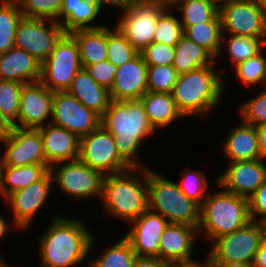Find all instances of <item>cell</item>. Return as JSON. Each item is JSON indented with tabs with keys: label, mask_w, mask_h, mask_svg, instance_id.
Listing matches in <instances>:
<instances>
[{
	"label": "cell",
	"mask_w": 266,
	"mask_h": 267,
	"mask_svg": "<svg viewBox=\"0 0 266 267\" xmlns=\"http://www.w3.org/2000/svg\"><path fill=\"white\" fill-rule=\"evenodd\" d=\"M101 119V125L113 135L120 156L132 168H145L137 162L136 151L144 138L154 132V128L148 121L140 99L112 100Z\"/></svg>",
	"instance_id": "obj_2"
},
{
	"label": "cell",
	"mask_w": 266,
	"mask_h": 267,
	"mask_svg": "<svg viewBox=\"0 0 266 267\" xmlns=\"http://www.w3.org/2000/svg\"><path fill=\"white\" fill-rule=\"evenodd\" d=\"M140 1H162L165 2L167 5H171L173 0H140Z\"/></svg>",
	"instance_id": "obj_56"
},
{
	"label": "cell",
	"mask_w": 266,
	"mask_h": 267,
	"mask_svg": "<svg viewBox=\"0 0 266 267\" xmlns=\"http://www.w3.org/2000/svg\"><path fill=\"white\" fill-rule=\"evenodd\" d=\"M197 235V227L169 223L160 237L159 258L168 262L192 260L193 240Z\"/></svg>",
	"instance_id": "obj_22"
},
{
	"label": "cell",
	"mask_w": 266,
	"mask_h": 267,
	"mask_svg": "<svg viewBox=\"0 0 266 267\" xmlns=\"http://www.w3.org/2000/svg\"><path fill=\"white\" fill-rule=\"evenodd\" d=\"M0 267H11V265H8L7 263H5L1 258H0ZM15 267V266H13Z\"/></svg>",
	"instance_id": "obj_57"
},
{
	"label": "cell",
	"mask_w": 266,
	"mask_h": 267,
	"mask_svg": "<svg viewBox=\"0 0 266 267\" xmlns=\"http://www.w3.org/2000/svg\"><path fill=\"white\" fill-rule=\"evenodd\" d=\"M37 129L42 136L43 152L48 166L78 159L80 138L76 134L50 122Z\"/></svg>",
	"instance_id": "obj_21"
},
{
	"label": "cell",
	"mask_w": 266,
	"mask_h": 267,
	"mask_svg": "<svg viewBox=\"0 0 266 267\" xmlns=\"http://www.w3.org/2000/svg\"><path fill=\"white\" fill-rule=\"evenodd\" d=\"M182 177L183 179L177 183L179 189L187 198L201 206L207 197L205 191L209 186L205 176L200 170H193L185 172Z\"/></svg>",
	"instance_id": "obj_42"
},
{
	"label": "cell",
	"mask_w": 266,
	"mask_h": 267,
	"mask_svg": "<svg viewBox=\"0 0 266 267\" xmlns=\"http://www.w3.org/2000/svg\"><path fill=\"white\" fill-rule=\"evenodd\" d=\"M183 35L205 48L215 59L221 53V21L197 23L184 28Z\"/></svg>",
	"instance_id": "obj_32"
},
{
	"label": "cell",
	"mask_w": 266,
	"mask_h": 267,
	"mask_svg": "<svg viewBox=\"0 0 266 267\" xmlns=\"http://www.w3.org/2000/svg\"><path fill=\"white\" fill-rule=\"evenodd\" d=\"M167 6L159 15L153 35V42H160L170 46H176L183 36V26L180 19L169 13Z\"/></svg>",
	"instance_id": "obj_36"
},
{
	"label": "cell",
	"mask_w": 266,
	"mask_h": 267,
	"mask_svg": "<svg viewBox=\"0 0 266 267\" xmlns=\"http://www.w3.org/2000/svg\"><path fill=\"white\" fill-rule=\"evenodd\" d=\"M51 124L67 129L79 138L101 125V116L85 107L66 91L54 92Z\"/></svg>",
	"instance_id": "obj_14"
},
{
	"label": "cell",
	"mask_w": 266,
	"mask_h": 267,
	"mask_svg": "<svg viewBox=\"0 0 266 267\" xmlns=\"http://www.w3.org/2000/svg\"><path fill=\"white\" fill-rule=\"evenodd\" d=\"M81 68L77 42L70 34H64L41 64L40 81L53 92L67 91Z\"/></svg>",
	"instance_id": "obj_8"
},
{
	"label": "cell",
	"mask_w": 266,
	"mask_h": 267,
	"mask_svg": "<svg viewBox=\"0 0 266 267\" xmlns=\"http://www.w3.org/2000/svg\"><path fill=\"white\" fill-rule=\"evenodd\" d=\"M48 172L47 164L0 166V193L6 198L10 193L41 180Z\"/></svg>",
	"instance_id": "obj_29"
},
{
	"label": "cell",
	"mask_w": 266,
	"mask_h": 267,
	"mask_svg": "<svg viewBox=\"0 0 266 267\" xmlns=\"http://www.w3.org/2000/svg\"><path fill=\"white\" fill-rule=\"evenodd\" d=\"M52 183L51 173L48 172L41 180L24 189L14 191L5 198L12 205L15 228L27 229L34 215L43 207L50 194Z\"/></svg>",
	"instance_id": "obj_19"
},
{
	"label": "cell",
	"mask_w": 266,
	"mask_h": 267,
	"mask_svg": "<svg viewBox=\"0 0 266 267\" xmlns=\"http://www.w3.org/2000/svg\"><path fill=\"white\" fill-rule=\"evenodd\" d=\"M117 68L118 67L113 65L109 60L85 67L94 81L108 90H110L113 85Z\"/></svg>",
	"instance_id": "obj_45"
},
{
	"label": "cell",
	"mask_w": 266,
	"mask_h": 267,
	"mask_svg": "<svg viewBox=\"0 0 266 267\" xmlns=\"http://www.w3.org/2000/svg\"><path fill=\"white\" fill-rule=\"evenodd\" d=\"M101 12V8L95 0H62V7L59 17L63 22L58 21L65 34L81 29H94L102 27L91 25Z\"/></svg>",
	"instance_id": "obj_26"
},
{
	"label": "cell",
	"mask_w": 266,
	"mask_h": 267,
	"mask_svg": "<svg viewBox=\"0 0 266 267\" xmlns=\"http://www.w3.org/2000/svg\"><path fill=\"white\" fill-rule=\"evenodd\" d=\"M167 6L162 1L138 0L122 12L116 28L140 52L153 42L157 19Z\"/></svg>",
	"instance_id": "obj_10"
},
{
	"label": "cell",
	"mask_w": 266,
	"mask_h": 267,
	"mask_svg": "<svg viewBox=\"0 0 266 267\" xmlns=\"http://www.w3.org/2000/svg\"><path fill=\"white\" fill-rule=\"evenodd\" d=\"M53 97L54 92L41 81L24 84L20 94L18 122L13 127L37 129L48 124L45 121L52 115Z\"/></svg>",
	"instance_id": "obj_16"
},
{
	"label": "cell",
	"mask_w": 266,
	"mask_h": 267,
	"mask_svg": "<svg viewBox=\"0 0 266 267\" xmlns=\"http://www.w3.org/2000/svg\"><path fill=\"white\" fill-rule=\"evenodd\" d=\"M219 0H173L170 9L176 6L182 12L183 29L187 26L208 21H221Z\"/></svg>",
	"instance_id": "obj_31"
},
{
	"label": "cell",
	"mask_w": 266,
	"mask_h": 267,
	"mask_svg": "<svg viewBox=\"0 0 266 267\" xmlns=\"http://www.w3.org/2000/svg\"><path fill=\"white\" fill-rule=\"evenodd\" d=\"M261 158H266V124L256 126Z\"/></svg>",
	"instance_id": "obj_50"
},
{
	"label": "cell",
	"mask_w": 266,
	"mask_h": 267,
	"mask_svg": "<svg viewBox=\"0 0 266 267\" xmlns=\"http://www.w3.org/2000/svg\"><path fill=\"white\" fill-rule=\"evenodd\" d=\"M99 7L101 9H103L102 7L104 5H112L115 7H118L120 9H122V11L126 10L127 8H129L133 3L137 2L138 0H95Z\"/></svg>",
	"instance_id": "obj_49"
},
{
	"label": "cell",
	"mask_w": 266,
	"mask_h": 267,
	"mask_svg": "<svg viewBox=\"0 0 266 267\" xmlns=\"http://www.w3.org/2000/svg\"><path fill=\"white\" fill-rule=\"evenodd\" d=\"M215 63L178 75L171 94L183 116L206 115L218 106L224 82Z\"/></svg>",
	"instance_id": "obj_4"
},
{
	"label": "cell",
	"mask_w": 266,
	"mask_h": 267,
	"mask_svg": "<svg viewBox=\"0 0 266 267\" xmlns=\"http://www.w3.org/2000/svg\"><path fill=\"white\" fill-rule=\"evenodd\" d=\"M147 184L148 210L161 214L169 223H183L198 228L201 206L187 198L176 182L147 168Z\"/></svg>",
	"instance_id": "obj_6"
},
{
	"label": "cell",
	"mask_w": 266,
	"mask_h": 267,
	"mask_svg": "<svg viewBox=\"0 0 266 267\" xmlns=\"http://www.w3.org/2000/svg\"><path fill=\"white\" fill-rule=\"evenodd\" d=\"M228 39L221 38V45L223 41L227 44V49L231 63L236 66L238 63L246 61L247 59L257 55L262 51V46H266V37H250L245 35L227 34Z\"/></svg>",
	"instance_id": "obj_34"
},
{
	"label": "cell",
	"mask_w": 266,
	"mask_h": 267,
	"mask_svg": "<svg viewBox=\"0 0 266 267\" xmlns=\"http://www.w3.org/2000/svg\"><path fill=\"white\" fill-rule=\"evenodd\" d=\"M41 63L27 51L12 47L0 53V79L24 84L40 81Z\"/></svg>",
	"instance_id": "obj_23"
},
{
	"label": "cell",
	"mask_w": 266,
	"mask_h": 267,
	"mask_svg": "<svg viewBox=\"0 0 266 267\" xmlns=\"http://www.w3.org/2000/svg\"><path fill=\"white\" fill-rule=\"evenodd\" d=\"M9 229V223L1 216L0 214V240L4 235L8 232Z\"/></svg>",
	"instance_id": "obj_54"
},
{
	"label": "cell",
	"mask_w": 266,
	"mask_h": 267,
	"mask_svg": "<svg viewBox=\"0 0 266 267\" xmlns=\"http://www.w3.org/2000/svg\"><path fill=\"white\" fill-rule=\"evenodd\" d=\"M13 124L0 112V141L6 139L11 133Z\"/></svg>",
	"instance_id": "obj_52"
},
{
	"label": "cell",
	"mask_w": 266,
	"mask_h": 267,
	"mask_svg": "<svg viewBox=\"0 0 266 267\" xmlns=\"http://www.w3.org/2000/svg\"><path fill=\"white\" fill-rule=\"evenodd\" d=\"M215 59L205 48L182 36L175 46L172 67L178 75L213 64Z\"/></svg>",
	"instance_id": "obj_30"
},
{
	"label": "cell",
	"mask_w": 266,
	"mask_h": 267,
	"mask_svg": "<svg viewBox=\"0 0 266 267\" xmlns=\"http://www.w3.org/2000/svg\"><path fill=\"white\" fill-rule=\"evenodd\" d=\"M147 66L172 65L174 60L175 46L160 42H152L139 52Z\"/></svg>",
	"instance_id": "obj_44"
},
{
	"label": "cell",
	"mask_w": 266,
	"mask_h": 267,
	"mask_svg": "<svg viewBox=\"0 0 266 267\" xmlns=\"http://www.w3.org/2000/svg\"><path fill=\"white\" fill-rule=\"evenodd\" d=\"M211 267H251L237 262H210Z\"/></svg>",
	"instance_id": "obj_53"
},
{
	"label": "cell",
	"mask_w": 266,
	"mask_h": 267,
	"mask_svg": "<svg viewBox=\"0 0 266 267\" xmlns=\"http://www.w3.org/2000/svg\"><path fill=\"white\" fill-rule=\"evenodd\" d=\"M248 200L251 220L266 224V180Z\"/></svg>",
	"instance_id": "obj_46"
},
{
	"label": "cell",
	"mask_w": 266,
	"mask_h": 267,
	"mask_svg": "<svg viewBox=\"0 0 266 267\" xmlns=\"http://www.w3.org/2000/svg\"><path fill=\"white\" fill-rule=\"evenodd\" d=\"M0 142L6 146L4 155L0 157V166L46 164L43 140L38 129L13 127L9 136Z\"/></svg>",
	"instance_id": "obj_15"
},
{
	"label": "cell",
	"mask_w": 266,
	"mask_h": 267,
	"mask_svg": "<svg viewBox=\"0 0 266 267\" xmlns=\"http://www.w3.org/2000/svg\"><path fill=\"white\" fill-rule=\"evenodd\" d=\"M266 236L265 224L250 221L232 233L214 239L210 262H237L252 265L254 256Z\"/></svg>",
	"instance_id": "obj_7"
},
{
	"label": "cell",
	"mask_w": 266,
	"mask_h": 267,
	"mask_svg": "<svg viewBox=\"0 0 266 267\" xmlns=\"http://www.w3.org/2000/svg\"><path fill=\"white\" fill-rule=\"evenodd\" d=\"M239 111L243 117V123L255 127L266 124V87L263 92L259 93L248 102H245Z\"/></svg>",
	"instance_id": "obj_43"
},
{
	"label": "cell",
	"mask_w": 266,
	"mask_h": 267,
	"mask_svg": "<svg viewBox=\"0 0 266 267\" xmlns=\"http://www.w3.org/2000/svg\"><path fill=\"white\" fill-rule=\"evenodd\" d=\"M264 10H266V0H255Z\"/></svg>",
	"instance_id": "obj_55"
},
{
	"label": "cell",
	"mask_w": 266,
	"mask_h": 267,
	"mask_svg": "<svg viewBox=\"0 0 266 267\" xmlns=\"http://www.w3.org/2000/svg\"><path fill=\"white\" fill-rule=\"evenodd\" d=\"M139 52L116 28L107 27V60L119 67L136 57Z\"/></svg>",
	"instance_id": "obj_37"
},
{
	"label": "cell",
	"mask_w": 266,
	"mask_h": 267,
	"mask_svg": "<svg viewBox=\"0 0 266 267\" xmlns=\"http://www.w3.org/2000/svg\"><path fill=\"white\" fill-rule=\"evenodd\" d=\"M70 35L77 42L82 68L107 60V27L76 30Z\"/></svg>",
	"instance_id": "obj_27"
},
{
	"label": "cell",
	"mask_w": 266,
	"mask_h": 267,
	"mask_svg": "<svg viewBox=\"0 0 266 267\" xmlns=\"http://www.w3.org/2000/svg\"><path fill=\"white\" fill-rule=\"evenodd\" d=\"M38 241L42 267H71L86 260L94 237L81 220L55 216Z\"/></svg>",
	"instance_id": "obj_1"
},
{
	"label": "cell",
	"mask_w": 266,
	"mask_h": 267,
	"mask_svg": "<svg viewBox=\"0 0 266 267\" xmlns=\"http://www.w3.org/2000/svg\"><path fill=\"white\" fill-rule=\"evenodd\" d=\"M0 2V53H4L15 46V31L23 14L16 0Z\"/></svg>",
	"instance_id": "obj_33"
},
{
	"label": "cell",
	"mask_w": 266,
	"mask_h": 267,
	"mask_svg": "<svg viewBox=\"0 0 266 267\" xmlns=\"http://www.w3.org/2000/svg\"><path fill=\"white\" fill-rule=\"evenodd\" d=\"M231 131L222 146L230 162L261 159L255 126L242 122Z\"/></svg>",
	"instance_id": "obj_25"
},
{
	"label": "cell",
	"mask_w": 266,
	"mask_h": 267,
	"mask_svg": "<svg viewBox=\"0 0 266 267\" xmlns=\"http://www.w3.org/2000/svg\"><path fill=\"white\" fill-rule=\"evenodd\" d=\"M150 125L163 128L183 115L176 106L171 93L147 91L141 98Z\"/></svg>",
	"instance_id": "obj_28"
},
{
	"label": "cell",
	"mask_w": 266,
	"mask_h": 267,
	"mask_svg": "<svg viewBox=\"0 0 266 267\" xmlns=\"http://www.w3.org/2000/svg\"><path fill=\"white\" fill-rule=\"evenodd\" d=\"M263 161L261 158L230 162L215 182L222 186V189L249 199L266 180V164Z\"/></svg>",
	"instance_id": "obj_17"
},
{
	"label": "cell",
	"mask_w": 266,
	"mask_h": 267,
	"mask_svg": "<svg viewBox=\"0 0 266 267\" xmlns=\"http://www.w3.org/2000/svg\"><path fill=\"white\" fill-rule=\"evenodd\" d=\"M129 224H133L132 229L124 237L135 254L140 257H159L160 237L169 224L168 220L161 214L147 210Z\"/></svg>",
	"instance_id": "obj_18"
},
{
	"label": "cell",
	"mask_w": 266,
	"mask_h": 267,
	"mask_svg": "<svg viewBox=\"0 0 266 267\" xmlns=\"http://www.w3.org/2000/svg\"><path fill=\"white\" fill-rule=\"evenodd\" d=\"M24 17L59 21L62 0H16ZM57 19V20H56Z\"/></svg>",
	"instance_id": "obj_41"
},
{
	"label": "cell",
	"mask_w": 266,
	"mask_h": 267,
	"mask_svg": "<svg viewBox=\"0 0 266 267\" xmlns=\"http://www.w3.org/2000/svg\"><path fill=\"white\" fill-rule=\"evenodd\" d=\"M133 267H170V262L159 257H140L137 256Z\"/></svg>",
	"instance_id": "obj_47"
},
{
	"label": "cell",
	"mask_w": 266,
	"mask_h": 267,
	"mask_svg": "<svg viewBox=\"0 0 266 267\" xmlns=\"http://www.w3.org/2000/svg\"><path fill=\"white\" fill-rule=\"evenodd\" d=\"M170 267H211L209 257L204 261V263L198 262L196 260L187 261H174L170 262Z\"/></svg>",
	"instance_id": "obj_51"
},
{
	"label": "cell",
	"mask_w": 266,
	"mask_h": 267,
	"mask_svg": "<svg viewBox=\"0 0 266 267\" xmlns=\"http://www.w3.org/2000/svg\"><path fill=\"white\" fill-rule=\"evenodd\" d=\"M49 172L61 191L76 200L91 195L102 197L105 175L83 164L79 159L53 164L49 166Z\"/></svg>",
	"instance_id": "obj_12"
},
{
	"label": "cell",
	"mask_w": 266,
	"mask_h": 267,
	"mask_svg": "<svg viewBox=\"0 0 266 267\" xmlns=\"http://www.w3.org/2000/svg\"><path fill=\"white\" fill-rule=\"evenodd\" d=\"M66 92L101 117L112 101L110 90L96 83L85 68L78 71Z\"/></svg>",
	"instance_id": "obj_24"
},
{
	"label": "cell",
	"mask_w": 266,
	"mask_h": 267,
	"mask_svg": "<svg viewBox=\"0 0 266 267\" xmlns=\"http://www.w3.org/2000/svg\"><path fill=\"white\" fill-rule=\"evenodd\" d=\"M24 83L0 79V112L12 124L17 122L20 94Z\"/></svg>",
	"instance_id": "obj_38"
},
{
	"label": "cell",
	"mask_w": 266,
	"mask_h": 267,
	"mask_svg": "<svg viewBox=\"0 0 266 267\" xmlns=\"http://www.w3.org/2000/svg\"><path fill=\"white\" fill-rule=\"evenodd\" d=\"M251 220L248 198L222 190L206 197L200 208L199 235L210 241L241 229Z\"/></svg>",
	"instance_id": "obj_5"
},
{
	"label": "cell",
	"mask_w": 266,
	"mask_h": 267,
	"mask_svg": "<svg viewBox=\"0 0 266 267\" xmlns=\"http://www.w3.org/2000/svg\"><path fill=\"white\" fill-rule=\"evenodd\" d=\"M78 159L105 176L132 168L118 153L113 135L102 125L80 138Z\"/></svg>",
	"instance_id": "obj_9"
},
{
	"label": "cell",
	"mask_w": 266,
	"mask_h": 267,
	"mask_svg": "<svg viewBox=\"0 0 266 267\" xmlns=\"http://www.w3.org/2000/svg\"><path fill=\"white\" fill-rule=\"evenodd\" d=\"M136 257L130 242L123 236L103 256L91 261L89 267H133Z\"/></svg>",
	"instance_id": "obj_35"
},
{
	"label": "cell",
	"mask_w": 266,
	"mask_h": 267,
	"mask_svg": "<svg viewBox=\"0 0 266 267\" xmlns=\"http://www.w3.org/2000/svg\"><path fill=\"white\" fill-rule=\"evenodd\" d=\"M138 170L141 176L132 174ZM101 198L109 215L129 223L137 219L148 210L147 167L106 175Z\"/></svg>",
	"instance_id": "obj_3"
},
{
	"label": "cell",
	"mask_w": 266,
	"mask_h": 267,
	"mask_svg": "<svg viewBox=\"0 0 266 267\" xmlns=\"http://www.w3.org/2000/svg\"><path fill=\"white\" fill-rule=\"evenodd\" d=\"M147 67L140 53L119 66L110 89L111 99L114 101L139 100L148 91Z\"/></svg>",
	"instance_id": "obj_20"
},
{
	"label": "cell",
	"mask_w": 266,
	"mask_h": 267,
	"mask_svg": "<svg viewBox=\"0 0 266 267\" xmlns=\"http://www.w3.org/2000/svg\"><path fill=\"white\" fill-rule=\"evenodd\" d=\"M251 267H266V236L254 256Z\"/></svg>",
	"instance_id": "obj_48"
},
{
	"label": "cell",
	"mask_w": 266,
	"mask_h": 267,
	"mask_svg": "<svg viewBox=\"0 0 266 267\" xmlns=\"http://www.w3.org/2000/svg\"><path fill=\"white\" fill-rule=\"evenodd\" d=\"M236 76L246 85L262 83L266 85V57L262 51L234 66Z\"/></svg>",
	"instance_id": "obj_39"
},
{
	"label": "cell",
	"mask_w": 266,
	"mask_h": 267,
	"mask_svg": "<svg viewBox=\"0 0 266 267\" xmlns=\"http://www.w3.org/2000/svg\"><path fill=\"white\" fill-rule=\"evenodd\" d=\"M22 17L15 31V47L31 54L41 64L50 56L55 44L65 34L58 21Z\"/></svg>",
	"instance_id": "obj_13"
},
{
	"label": "cell",
	"mask_w": 266,
	"mask_h": 267,
	"mask_svg": "<svg viewBox=\"0 0 266 267\" xmlns=\"http://www.w3.org/2000/svg\"><path fill=\"white\" fill-rule=\"evenodd\" d=\"M178 74L172 65L147 67V87L149 92L171 93Z\"/></svg>",
	"instance_id": "obj_40"
},
{
	"label": "cell",
	"mask_w": 266,
	"mask_h": 267,
	"mask_svg": "<svg viewBox=\"0 0 266 267\" xmlns=\"http://www.w3.org/2000/svg\"><path fill=\"white\" fill-rule=\"evenodd\" d=\"M222 32L250 37H266V10L255 0H221Z\"/></svg>",
	"instance_id": "obj_11"
}]
</instances>
